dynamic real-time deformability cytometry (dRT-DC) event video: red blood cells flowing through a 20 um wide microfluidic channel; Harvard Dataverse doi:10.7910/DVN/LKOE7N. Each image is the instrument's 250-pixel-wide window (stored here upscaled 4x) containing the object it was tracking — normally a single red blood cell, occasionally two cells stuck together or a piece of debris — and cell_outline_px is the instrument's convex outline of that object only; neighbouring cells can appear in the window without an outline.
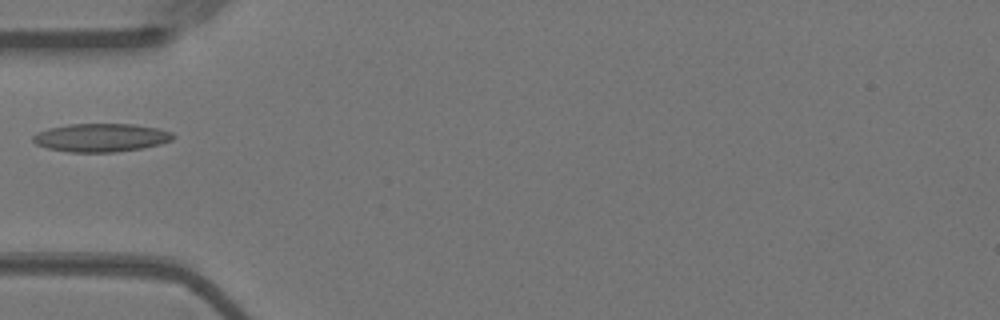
{"species": "Egyptian fruit bat (a non-hibernating species)", "species_latin": "Rousettus aegyptiacus", "temperature_condition": "warm", "stored_images_in_passage": 9, "camera_frame_rate_fps": 3000, "um_per_image_px": 0.085, "animal": {"sex": "female"}, "frame": {"image": 1, "passage_image": 1, "time_ms": 0.0, "image_size_px": [1000, 320], "cell_outline_px": [[176, 136], [172, 140], [160, 144], [144, 148], [116, 152], [68, 152], [48, 148], [36, 144], [32, 140], [32, 136], [36, 132], [48, 128], [68, 124], [132, 124], [156, 128], [172, 132]], "centroid_in_image_um": [8.58, 11.7], "position_along_channel_um": 76.4, "area_um2": 23.24}}
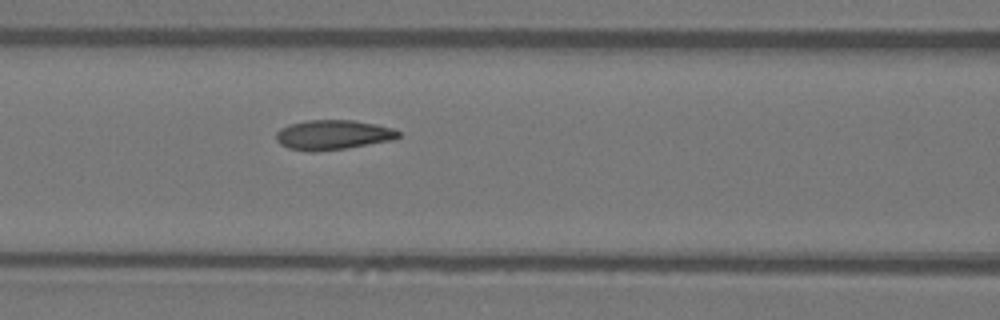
{"frame": {"image": 2, "passage_image": 6, "time_ms": 1.667, "image_size_px": [1000, 320], "cell_outline_px": [[400, 136], [392, 140], [344, 148], [316, 152], [308, 152], [288, 148], [280, 144], [276, 140], [276, 132], [280, 128], [288, 124], [304, 120], [356, 120], [376, 124], [392, 128], [400, 132]], "centroid_in_image_um": [28.25, 11.45], "position_along_channel_um": 138.3, "area_um2": 21.33}}